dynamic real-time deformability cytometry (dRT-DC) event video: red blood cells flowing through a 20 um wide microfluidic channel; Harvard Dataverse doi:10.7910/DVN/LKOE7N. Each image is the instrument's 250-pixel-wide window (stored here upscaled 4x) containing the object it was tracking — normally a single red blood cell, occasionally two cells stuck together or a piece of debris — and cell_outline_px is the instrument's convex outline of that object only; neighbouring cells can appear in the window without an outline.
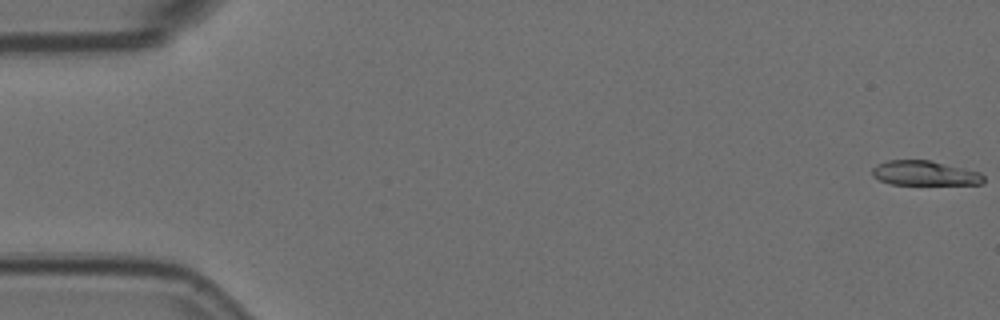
{"species": "Egyptian fruit bat (a non-hibernating species)", "species_latin": "Rousettus aegyptiacus", "temperature_condition": "room temperature", "stored_images_in_passage": 2, "camera_frame_rate_fps": 3000, "um_per_image_px": 0.085, "animal": {"sex": "female"}, "frame": {"image": 1, "passage_image": 1, "time_ms": 0.0, "image_size_px": [1000, 320], "cell_outline_px": [[984, 184], [892, 184], [880, 180], [872, 176], [872, 168], [876, 164], [888, 160], [928, 160], [964, 168], [980, 172], [984, 176]], "centroid_in_image_um": [78.59, 14.72], "position_along_channel_um": 6.4, "area_um2": 15.95}}